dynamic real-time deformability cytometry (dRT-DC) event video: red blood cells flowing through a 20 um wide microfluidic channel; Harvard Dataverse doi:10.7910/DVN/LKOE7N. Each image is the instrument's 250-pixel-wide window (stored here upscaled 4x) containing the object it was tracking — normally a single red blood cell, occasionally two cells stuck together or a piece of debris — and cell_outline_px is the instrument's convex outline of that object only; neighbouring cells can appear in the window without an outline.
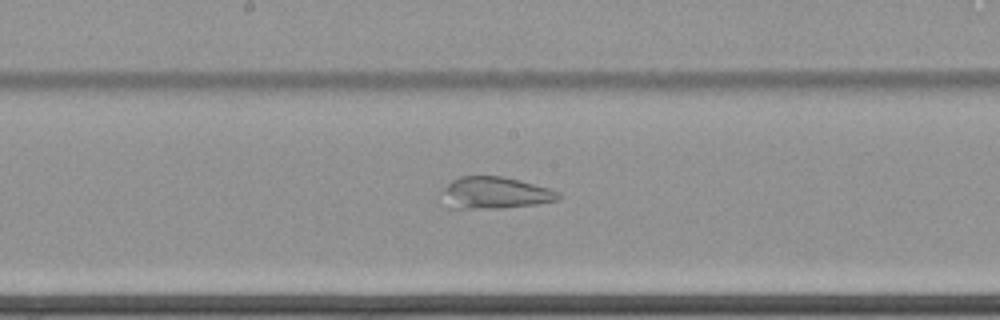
{"species": "common noctule bat (a hibernating species)", "species_latin": "Nyctalus noctula", "temperature_condition": "cold", "stored_images_in_passage": 51, "camera_frame_rate_fps": 3000, "um_per_image_px": 0.085, "animal": {"sex": "female", "body_mass_g": 22.7, "forearm_length_mm": 54.2}, "frame": {"image": 1, "passage_image": 24, "time_ms": 7.667, "image_size_px": [1000, 320], "cell_outline_px": [[564, 196], [560, 200], [536, 204], [504, 208], [448, 208], [444, 188], [452, 180], [460, 176], [504, 176], [552, 188], [560, 192]], "centroid_in_image_um": [42.2, 16.39], "position_along_channel_um": 206.0, "area_um2": 21.68}}
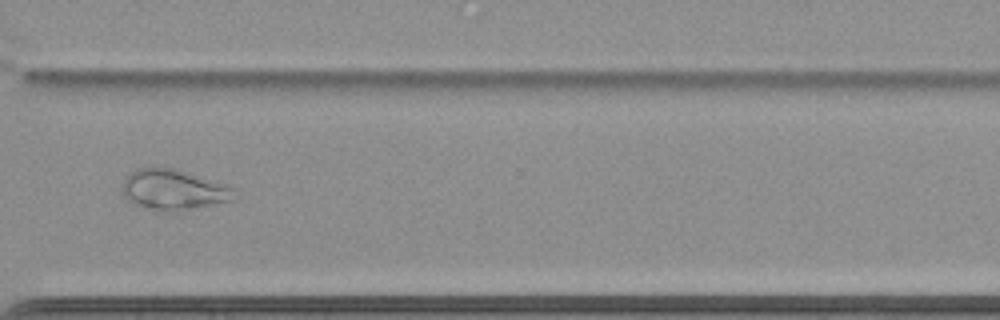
{"frame": {"image": 2, "passage_image": 37, "time_ms": 12.0, "image_size_px": [1000, 320], "cell_outline_px": [[240, 196], [232, 200], [192, 208], [148, 208], [136, 204], [128, 200], [124, 196], [120, 188], [124, 180], [136, 168], [148, 164], [172, 168], [228, 184], [236, 188]], "centroid_in_image_um": [14.78, 16.04], "position_along_channel_um": 355.8, "area_um2": 26.24}}
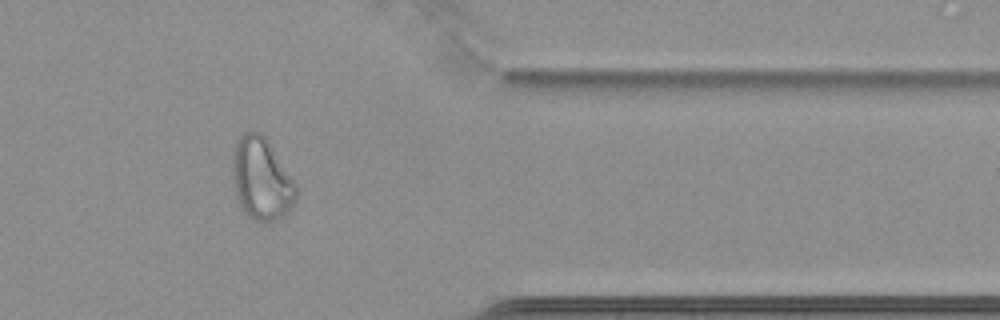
{"frame": {"image": 3, "passage_image": 41, "time_ms": 13.333, "image_size_px": [1000, 320], "cell_outline_px": [[296, 200], [288, 212], [276, 220], [268, 224], [264, 224], [248, 216], [244, 212], [236, 196], [232, 176], [232, 160], [236, 140], [244, 132], [260, 132], [268, 140], [296, 184]], "centroid_in_image_um": [22.22, 15.23], "position_along_channel_um": 389.2, "area_um2": 30.63}}